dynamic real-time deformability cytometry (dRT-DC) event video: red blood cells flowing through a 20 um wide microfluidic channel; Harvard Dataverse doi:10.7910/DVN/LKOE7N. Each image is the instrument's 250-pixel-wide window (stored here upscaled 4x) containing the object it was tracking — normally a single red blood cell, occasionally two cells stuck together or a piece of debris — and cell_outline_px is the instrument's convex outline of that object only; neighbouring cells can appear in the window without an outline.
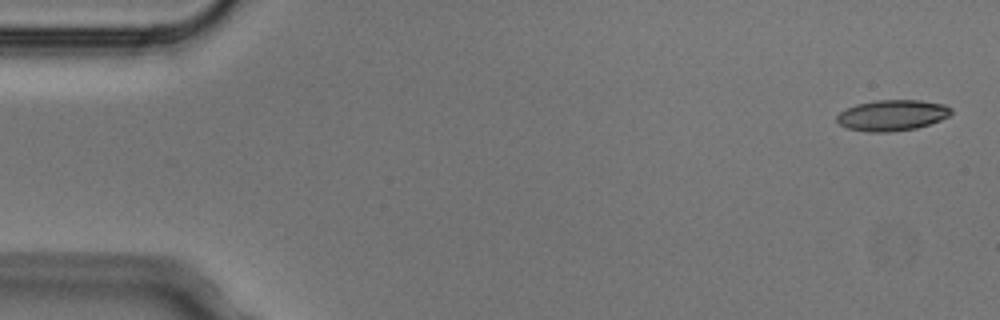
{"species": "Egyptian fruit bat (a non-hibernating species)", "species_latin": "Rousettus aegyptiacus", "temperature_condition": "cold", "stored_images_in_passage": 7, "camera_frame_rate_fps": 3000, "um_per_image_px": 0.085, "animal": {"sex": "male"}, "frame": {"image": 1, "passage_image": 1, "time_ms": 0.0, "image_size_px": [1000, 320], "cell_outline_px": [[952, 112], [948, 116], [940, 120], [916, 128], [888, 132], [868, 132], [848, 128], [840, 124], [836, 120], [836, 116], [840, 112], [856, 104], [876, 100], [920, 100], [944, 104], [952, 108]], "centroid_in_image_um": [75.83, 9.79], "position_along_channel_um": 9.2, "area_um2": 20.46}}
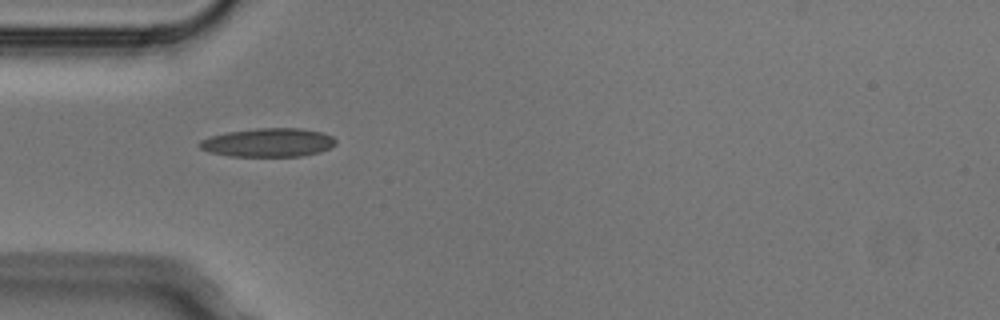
{"frame": {"image": 2, "passage_image": 4, "time_ms": 1.0, "image_size_px": [1000, 320], "cell_outline_px": [[336, 144], [332, 148], [320, 152], [300, 156], [228, 156], [212, 152], [200, 148], [196, 144], [200, 140], [212, 136], [228, 132], [256, 128], [300, 128], [320, 132], [332, 136], [336, 140]], "centroid_in_image_um": [22.82, 12.12], "position_along_channel_um": 62.2, "area_um2": 22.72}}
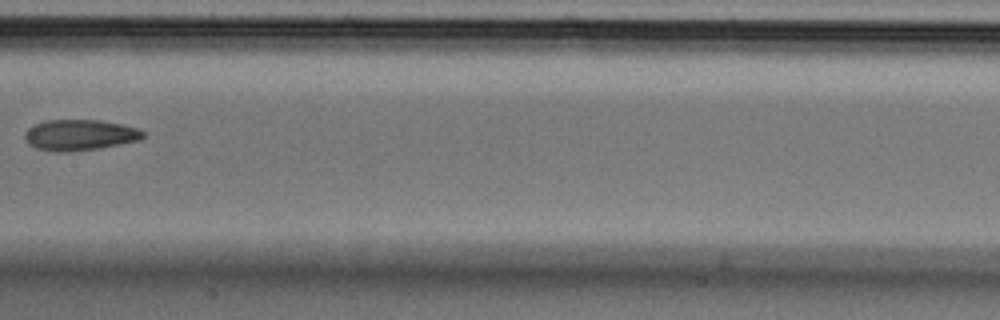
{"frame": {"image": 3, "passage_image": 7, "time_ms": 2.0, "image_size_px": [1000, 320], "cell_outline_px": [[144, 136], [140, 140], [100, 148], [68, 152], [52, 152], [36, 148], [28, 144], [24, 136], [24, 132], [28, 128], [44, 120], [100, 120], [120, 124], [136, 128], [144, 132]], "centroid_in_image_um": [6.74, 11.48], "position_along_channel_um": 200.7, "area_um2": 21.33}}